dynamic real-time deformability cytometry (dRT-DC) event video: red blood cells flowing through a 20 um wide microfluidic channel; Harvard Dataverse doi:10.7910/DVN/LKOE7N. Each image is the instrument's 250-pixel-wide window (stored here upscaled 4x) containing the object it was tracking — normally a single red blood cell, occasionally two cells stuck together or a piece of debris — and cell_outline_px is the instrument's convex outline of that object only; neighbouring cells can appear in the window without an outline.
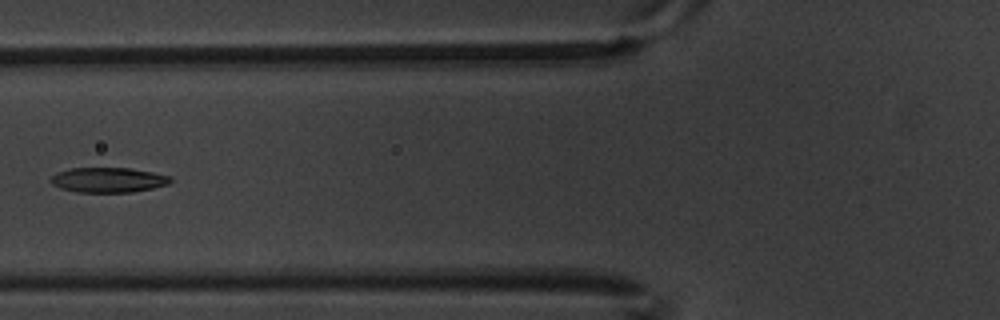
{"species": "common noctule bat (a hibernating species)", "species_latin": "Nyctalus noctula", "temperature_condition": "warm", "stored_images_in_passage": 9, "camera_frame_rate_fps": 3000, "um_per_image_px": 0.085, "animal": {"sex": "male", "body_mass_g": 20.1, "forearm_length_mm": 53.5}, "frame": {"image": 1, "passage_image": 6, "time_ms": 1.667, "image_size_px": [1000, 320], "cell_outline_px": [[172, 180], [168, 184], [152, 188], [132, 192], [76, 192], [60, 188], [52, 184], [48, 180], [56, 172], [72, 168], [132, 168], [172, 176]], "centroid_in_image_um": [9.18, 15.29], "position_along_channel_um": 116.6, "area_um2": 17.51}}
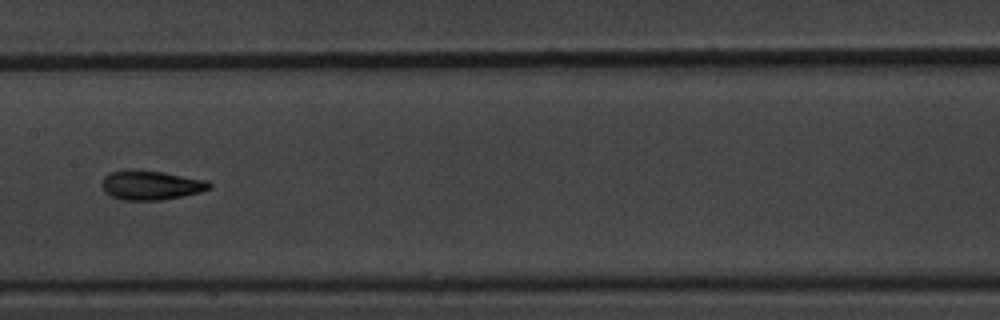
{"frame": {"image": 2, "passage_image": 8, "time_ms": 2.333, "image_size_px": [1000, 320], "cell_outline_px": [[212, 188], [200, 192], [160, 200], [124, 200], [112, 196], [104, 192], [100, 184], [104, 176], [108, 172], [128, 168], [136, 168], [164, 172], [208, 180], [212, 184]], "centroid_in_image_um": [12.79, 15.7], "position_along_channel_um": 194.6, "area_um2": 18.84}}
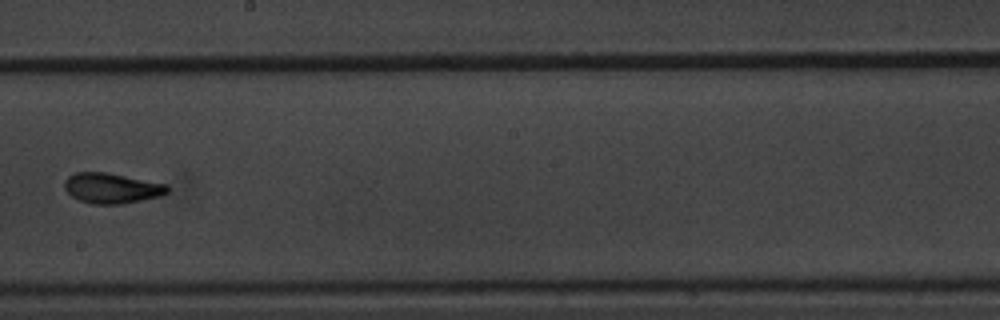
{"frame": {"image": 3, "passage_image": 9, "time_ms": 2.667, "image_size_px": [1000, 320], "cell_outline_px": [[168, 192], [160, 196], [120, 204], [92, 204], [80, 200], [72, 196], [64, 188], [64, 180], [68, 176], [76, 172], [108, 172], [168, 184]], "centroid_in_image_um": [9.49, 15.98], "position_along_channel_um": 238.7, "area_um2": 18.21}}